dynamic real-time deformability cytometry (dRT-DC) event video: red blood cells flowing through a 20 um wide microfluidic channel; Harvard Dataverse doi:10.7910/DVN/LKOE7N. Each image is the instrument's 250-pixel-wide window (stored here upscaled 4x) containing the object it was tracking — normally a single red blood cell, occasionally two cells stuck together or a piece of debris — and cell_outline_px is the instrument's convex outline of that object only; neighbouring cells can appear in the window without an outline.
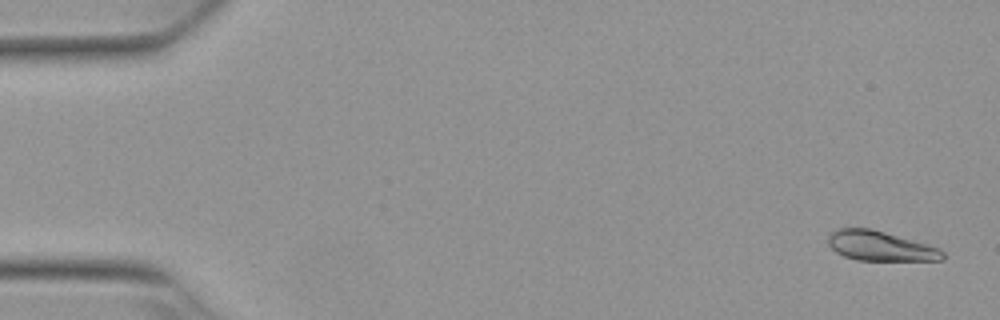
{"species": "Egyptian fruit bat (a non-hibernating species)", "species_latin": "Rousettus aegyptiacus", "temperature_condition": "warm", "stored_images_in_passage": 53, "camera_frame_rate_fps": 3000, "um_per_image_px": 0.085, "animal": {"sex": "female"}, "frame": {"image": 1, "passage_image": 2, "time_ms": 0.333, "image_size_px": [1000, 320], "cell_outline_px": [[944, 260], [856, 260], [844, 256], [836, 252], [828, 244], [828, 236], [832, 232], [840, 228], [868, 228], [884, 232], [940, 248], [944, 252]], "centroid_in_image_um": [74.81, 20.92], "position_along_channel_um": 10.2, "area_um2": 19.59}}
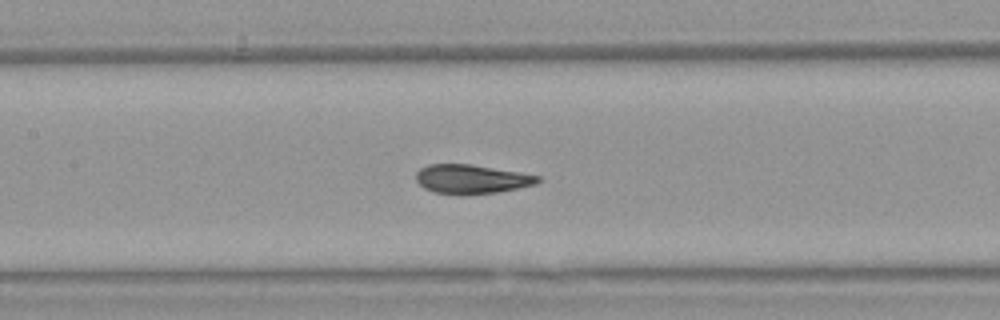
{"frame": {"image": 2, "passage_image": 25, "time_ms": 8.0, "image_size_px": [1000, 320], "cell_outline_px": [[540, 180], [536, 184], [496, 192], [432, 192], [424, 188], [416, 180], [416, 172], [420, 168], [428, 164], [472, 164], [520, 172], [540, 176]], "centroid_in_image_um": [40.07, 15.17], "position_along_channel_um": 167.3, "area_um2": 19.94}}
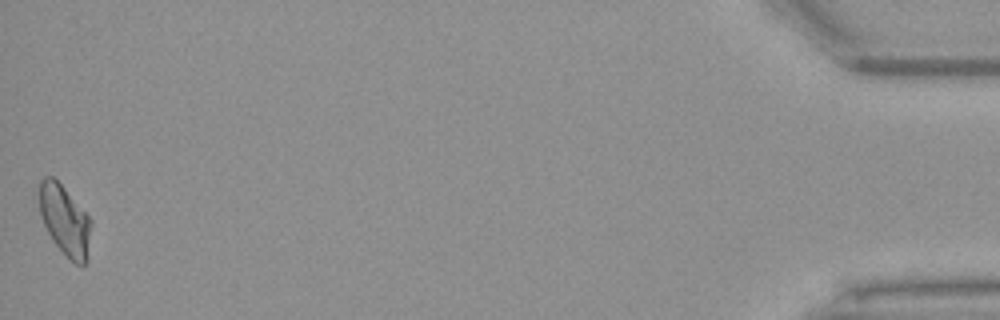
{"frame": {"image": 3, "passage_image": 53, "time_ms": 17.333, "image_size_px": [1000, 320], "cell_outline_px": [[92, 224], [88, 260], [84, 264], [76, 264], [68, 260], [52, 240], [40, 216], [40, 180], [44, 176], [52, 176], [64, 188], [92, 220]], "centroid_in_image_um": [5.54, 18.78], "position_along_channel_um": 429.7, "area_um2": 21.27}, "authors_computed_cell_mechanics": {"area_um2": 20.9814, "velocity_mm_per_s": 3.8506, "shape_relaxation_time_tau1_ms": 4.619, "shape_relaxation_time_tau2_ms": 0.8195, "deformation_change_tau1": 0.1555, "deformation_change_tau2": 0.0318}}